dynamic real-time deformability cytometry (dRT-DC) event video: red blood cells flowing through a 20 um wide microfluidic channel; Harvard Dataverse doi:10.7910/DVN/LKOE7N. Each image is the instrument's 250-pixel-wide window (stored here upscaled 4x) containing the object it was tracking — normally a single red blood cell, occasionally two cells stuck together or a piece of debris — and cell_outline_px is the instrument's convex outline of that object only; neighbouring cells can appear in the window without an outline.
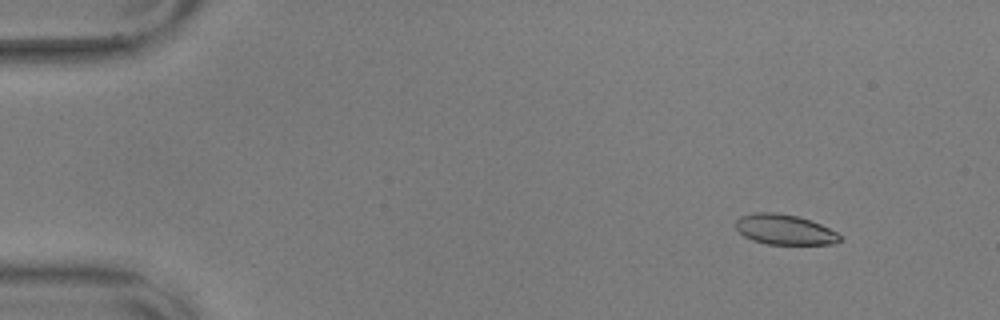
{"species": "common noctule bat (a hibernating species)", "species_latin": "Nyctalus noctula", "temperature_condition": "warm", "stored_images_in_passage": 58, "camera_frame_rate_fps": 3000, "um_per_image_px": 0.085, "animal": {"sex": "male", "body_mass_g": 17.9, "forearm_length_mm": 54.2}, "frame": {"image": 1, "passage_image": 7, "time_ms": 2.0, "image_size_px": [1000, 320], "cell_outline_px": [[840, 240], [832, 244], [768, 244], [752, 240], [744, 236], [736, 228], [736, 220], [740, 216], [756, 212], [776, 212], [800, 216], [820, 224], [836, 232], [840, 236]], "centroid_in_image_um": [66.66, 19.5], "position_along_channel_um": 18.3, "area_um2": 18.26}}
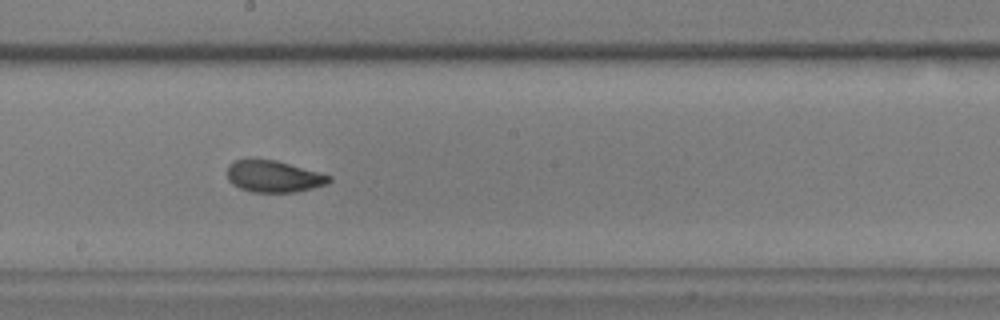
{"frame": {"image": 2, "passage_image": 33, "time_ms": 10.667, "image_size_px": [1000, 320], "cell_outline_px": [[332, 180], [328, 184], [296, 192], [252, 192], [240, 188], [232, 184], [228, 180], [228, 164], [236, 160], [276, 160], [332, 176]], "centroid_in_image_um": [23.28, 15.01], "position_along_channel_um": 224.9, "area_um2": 18.67}}
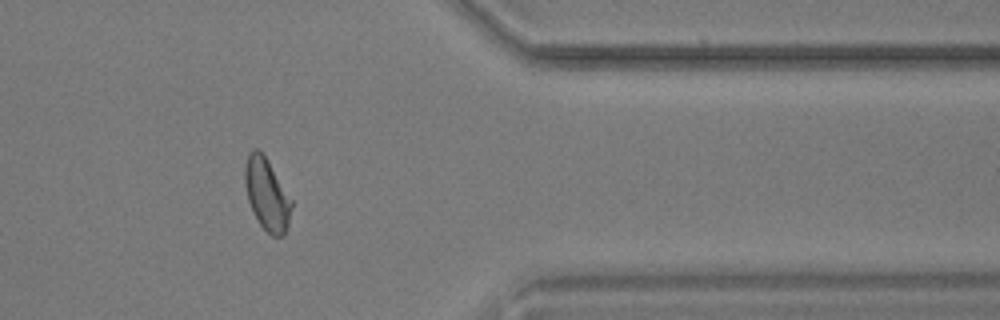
{"frame": {"image": 3, "passage_image": 48, "time_ms": 15.667, "image_size_px": [1000, 320], "cell_outline_px": [[292, 204], [288, 224], [284, 236], [272, 236], [260, 224], [248, 200], [244, 184], [244, 168], [248, 152], [252, 148], [256, 148], [268, 160], [292, 200]], "centroid_in_image_um": [22.67, 16.49], "position_along_channel_um": 388.7, "area_um2": 19.36}, "authors_computed_cell_mechanics": {"area_um2": 19.2474, "velocity_mm_per_s": 3.5772, "shape_relaxation_time_tau1_ms": null, "shape_relaxation_time_tau2_ms": 1.9923, "deformation_change_tau1": null, "deformation_change_tau2": 0.0687}}